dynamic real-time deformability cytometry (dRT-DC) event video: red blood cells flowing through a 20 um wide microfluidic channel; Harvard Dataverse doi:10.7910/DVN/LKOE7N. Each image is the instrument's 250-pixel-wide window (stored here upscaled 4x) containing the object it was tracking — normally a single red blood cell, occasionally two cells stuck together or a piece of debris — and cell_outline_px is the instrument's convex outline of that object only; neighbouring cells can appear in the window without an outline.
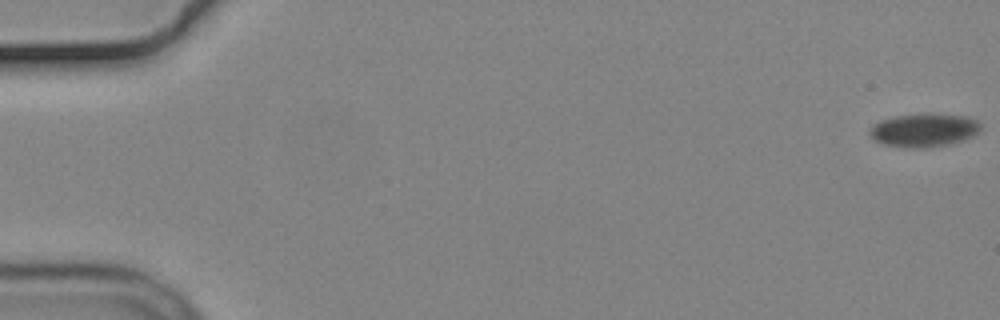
{"species": "common noctule bat (a hibernating species)", "species_latin": "Nyctalus noctula", "temperature_condition": "cold", "stored_images_in_passage": 64, "camera_frame_rate_fps": 3000, "um_per_image_px": 0.085, "animal": {"sex": "male", "body_mass_g": 19.2, "forearm_length_mm": 51.8}, "frame": {"image": 1, "passage_image": 1, "time_ms": 0.0, "image_size_px": [1000, 320], "cell_outline_px": [[980, 132], [964, 140], [948, 144], [920, 148], [912, 148], [884, 144], [876, 140], [868, 132], [872, 124], [880, 120], [896, 116], [972, 116], [980, 124]], "centroid_in_image_um": [78.54, 11.09], "position_along_channel_um": 6.5, "area_um2": 20.81}}
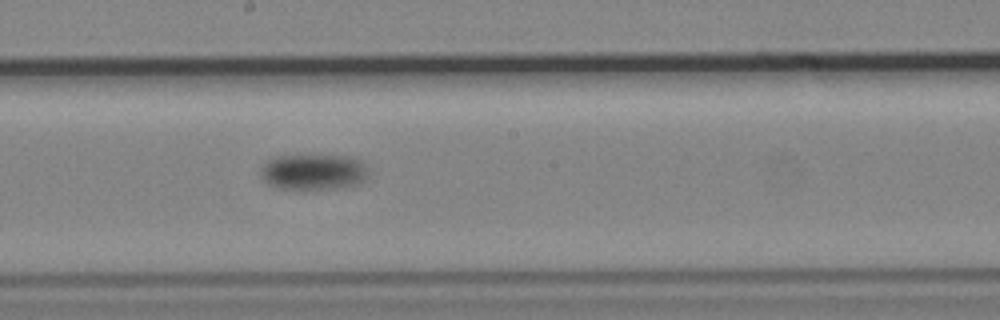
{"frame": {"image": 2, "passage_image": 36, "time_ms": 11.667, "image_size_px": [1000, 320], "cell_outline_px": [[368, 176], [364, 180], [356, 184], [344, 188], [304, 192], [276, 188], [268, 184], [260, 176], [260, 168], [268, 160], [276, 156], [352, 156], [360, 160], [364, 164], [368, 172]], "centroid_in_image_um": [26.62, 14.67], "position_along_channel_um": 221.6, "area_um2": 23.35}}
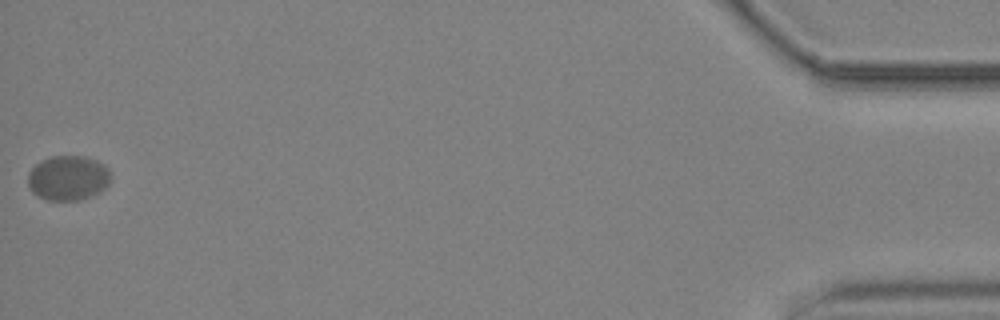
{"frame": {"image": 3, "passage_image": 64, "time_ms": 21.0, "image_size_px": [1000, 320], "cell_outline_px": [[112, 176], [108, 184], [100, 192], [92, 196], [80, 200], [48, 200], [36, 196], [32, 192], [28, 184], [28, 172], [40, 160], [52, 156], [84, 156], [96, 160], [104, 164], [108, 168]], "centroid_in_image_um": [5.79, 15.13], "position_along_channel_um": 429.4, "area_um2": 21.91}}